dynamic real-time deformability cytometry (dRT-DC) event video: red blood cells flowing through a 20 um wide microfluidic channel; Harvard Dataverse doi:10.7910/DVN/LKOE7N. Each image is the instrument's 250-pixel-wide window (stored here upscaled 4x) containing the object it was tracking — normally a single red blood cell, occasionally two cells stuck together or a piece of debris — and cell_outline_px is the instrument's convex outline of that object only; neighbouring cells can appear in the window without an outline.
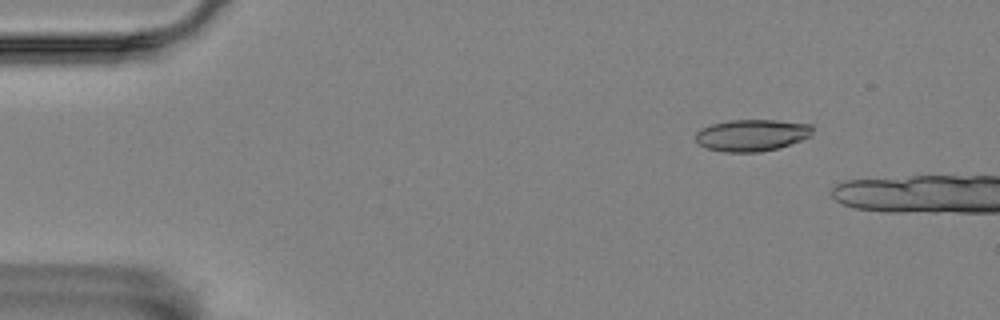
{"species": "Egyptian fruit bat (a non-hibernating species)", "species_latin": "Rousettus aegyptiacus", "temperature_condition": "room temperature", "stored_images_in_passage": 4, "camera_frame_rate_fps": 3000, "um_per_image_px": 0.085, "animal": {"sex": "female"}, "frame": {"image": 1, "passage_image": 2, "time_ms": 0.333, "image_size_px": [1000, 320], "cell_outline_px": [[812, 136], [780, 148], [760, 152], [724, 152], [704, 148], [696, 140], [696, 132], [712, 124], [728, 120], [776, 120], [812, 124]], "centroid_in_image_um": [63.93, 11.5], "position_along_channel_um": 21.1, "area_um2": 21.79}}